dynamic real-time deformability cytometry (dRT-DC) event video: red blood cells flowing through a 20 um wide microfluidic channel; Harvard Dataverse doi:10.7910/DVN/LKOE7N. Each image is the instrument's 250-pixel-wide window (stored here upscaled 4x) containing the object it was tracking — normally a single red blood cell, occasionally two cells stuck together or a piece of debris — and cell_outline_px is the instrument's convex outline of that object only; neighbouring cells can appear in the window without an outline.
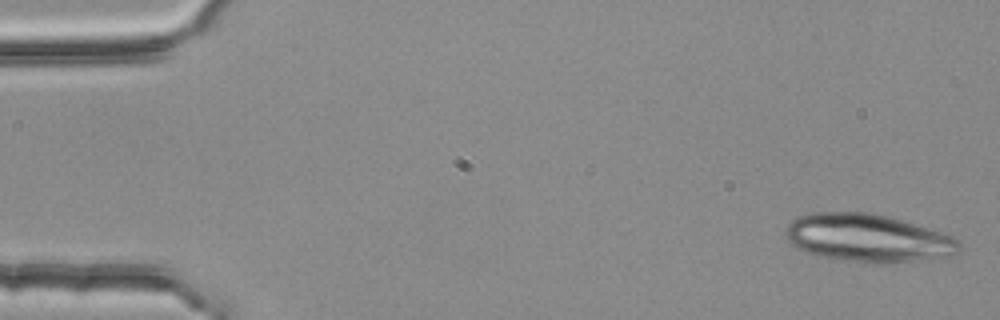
{"species": "common noctule bat (a hibernating species)", "species_latin": "Nyctalus noctula", "temperature_condition": "room temperature", "stored_images_in_passage": 5, "segment_of_instrument_passage": [1, 2], "camera_frame_rate_fps": 3000, "um_per_image_px": 0.085, "animal": {"sex": "female", "body_mass_g": 25.1}, "frame": {"image": 1, "passage_image": 1, "time_ms": 0.0, "image_size_px": [1000, 320], "cell_outline_px": [[960, 248], [952, 256], [892, 264], [880, 264], [820, 256], [796, 248], [784, 236], [784, 228], [796, 216], [812, 212], [868, 212], [888, 216], [940, 232], [952, 236], [960, 244]], "centroid_in_image_um": [73.73, 20.23], "position_along_channel_um": 11.3, "area_um2": 48.55}}